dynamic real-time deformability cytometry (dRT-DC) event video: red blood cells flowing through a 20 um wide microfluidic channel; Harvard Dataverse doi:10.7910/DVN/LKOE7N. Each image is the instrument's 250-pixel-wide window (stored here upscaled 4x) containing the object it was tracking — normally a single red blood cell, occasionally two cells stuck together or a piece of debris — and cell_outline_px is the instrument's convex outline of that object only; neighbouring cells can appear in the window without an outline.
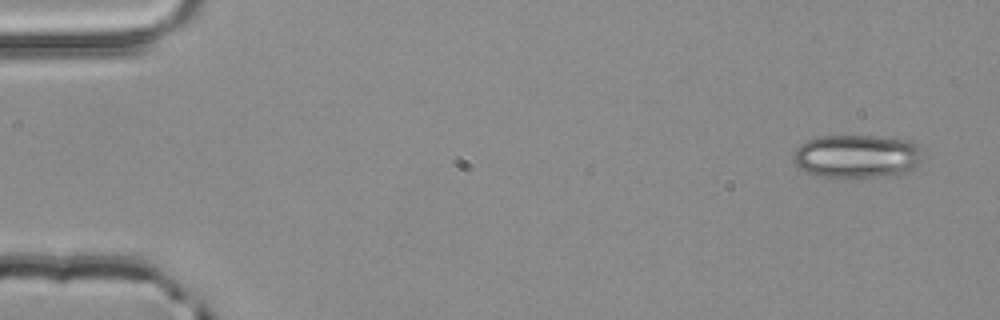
{"species": "common noctule bat (a hibernating species)", "species_latin": "Nyctalus noctula", "temperature_condition": "room temperature", "stored_images_in_passage": 5, "camera_frame_rate_fps": 3000, "um_per_image_px": 0.085, "animal": {"sex": "male", "body_mass_g": 20.4}, "frame": {"image": 1, "passage_image": 1, "time_ms": 0.0, "image_size_px": [1000, 320], "cell_outline_px": [[924, 148], [920, 164], [908, 172], [888, 176], [848, 180], [820, 176], [808, 172], [800, 168], [792, 160], [792, 156], [796, 148], [800, 144], [808, 140], [820, 136], [876, 136], [912, 140], [920, 144]], "centroid_in_image_um": [72.9, 13.31], "position_along_channel_um": 12.1, "area_um2": 33.93}}
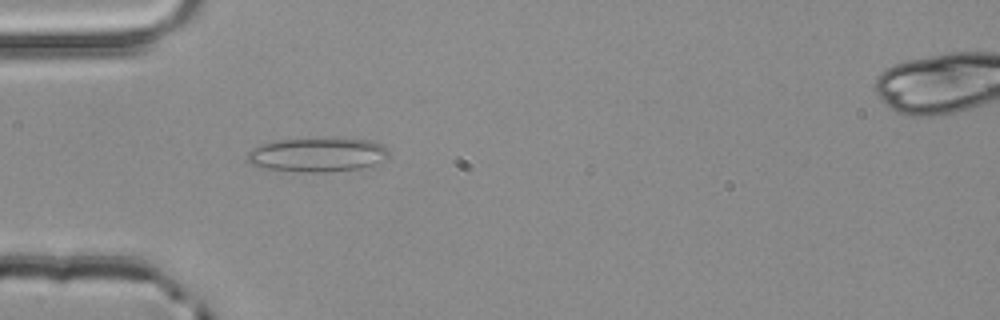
{"frame": {"image": 2, "passage_image": 4, "time_ms": 1.0, "image_size_px": [1000, 320], "cell_outline_px": [[388, 160], [360, 168], [324, 172], [304, 172], [264, 168], [252, 164], [248, 160], [248, 152], [252, 148], [260, 144], [272, 140], [312, 136], [344, 136], [368, 140], [380, 144], [388, 152]], "centroid_in_image_um": [26.98, 13.09], "position_along_channel_um": 58.0, "area_um2": 29.25}}